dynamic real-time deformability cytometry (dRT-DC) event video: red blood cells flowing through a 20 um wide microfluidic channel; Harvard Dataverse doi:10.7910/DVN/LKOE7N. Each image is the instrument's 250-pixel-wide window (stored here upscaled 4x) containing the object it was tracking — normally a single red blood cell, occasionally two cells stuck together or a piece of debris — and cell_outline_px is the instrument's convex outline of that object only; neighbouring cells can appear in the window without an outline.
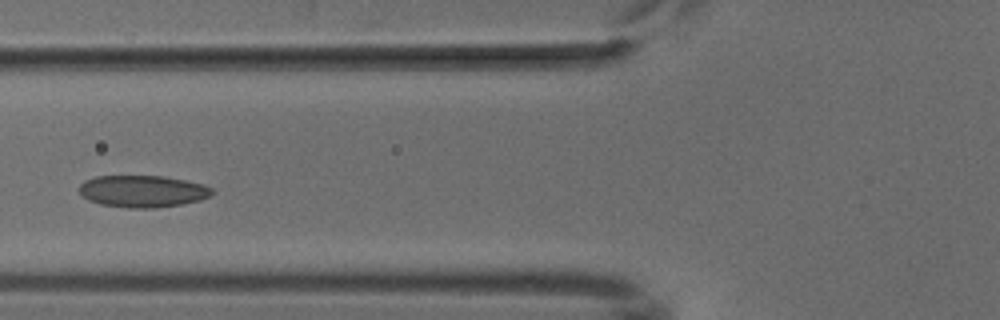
{"species": "common noctule bat (a hibernating species)", "species_latin": "Nyctalus noctula", "temperature_condition": "cold", "stored_images_in_passage": 5, "camera_frame_rate_fps": 3000, "um_per_image_px": 0.085, "animal": {"sex": "male", "body_mass_g": 18.8}, "frame": {"image": 1, "passage_image": 4, "time_ms": 4.333, "image_size_px": [1000, 320], "cell_outline_px": [[216, 192], [212, 196], [200, 200], [180, 204], [156, 208], [128, 208], [100, 204], [88, 200], [80, 192], [80, 184], [84, 180], [96, 176], [164, 176], [204, 184], [212, 188]], "centroid_in_image_um": [12.16, 16.26], "position_along_channel_um": 113.6, "area_um2": 24.85}}
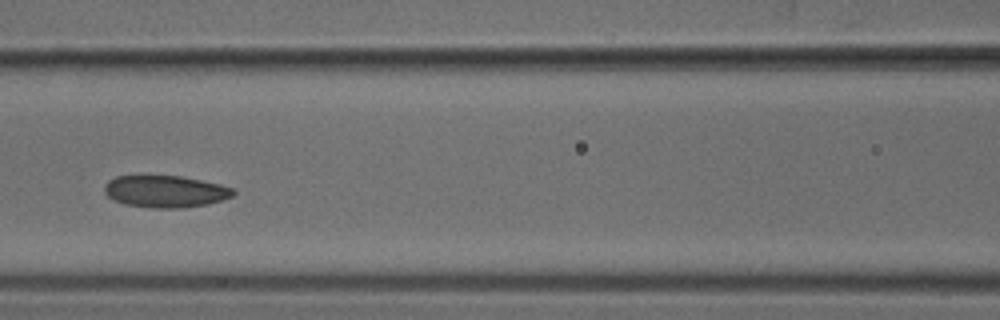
{"frame": {"image": 2, "passage_image": 5, "time_ms": 5.333, "image_size_px": [1000, 320], "cell_outline_px": [[236, 192], [232, 196], [224, 200], [208, 204], [184, 208], [152, 208], [124, 204], [108, 196], [104, 192], [104, 184], [108, 180], [116, 176], [180, 176], [220, 184], [232, 188]], "centroid_in_image_um": [14.06, 16.28], "position_along_channel_um": 152.5, "area_um2": 24.04}}